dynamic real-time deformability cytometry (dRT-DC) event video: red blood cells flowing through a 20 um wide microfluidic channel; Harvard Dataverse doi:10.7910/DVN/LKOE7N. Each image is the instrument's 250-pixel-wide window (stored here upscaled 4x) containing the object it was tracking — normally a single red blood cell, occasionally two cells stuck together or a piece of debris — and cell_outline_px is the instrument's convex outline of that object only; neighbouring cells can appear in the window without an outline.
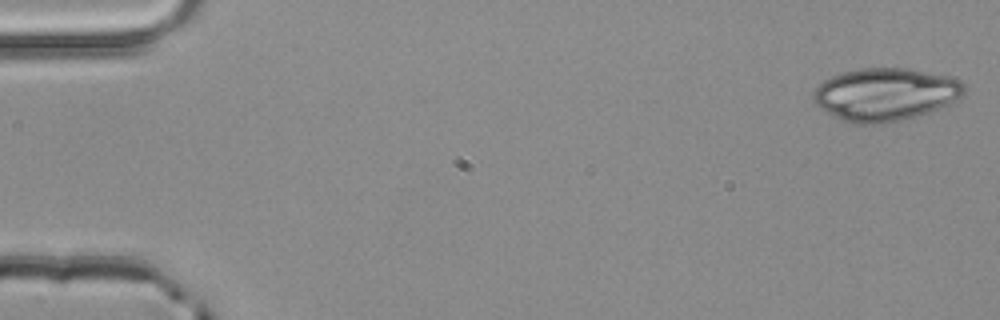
{"species": "common noctule bat (a hibernating species)", "species_latin": "Nyctalus noctula", "temperature_condition": "room temperature", "stored_images_in_passage": 4, "camera_frame_rate_fps": 3000, "um_per_image_px": 0.085, "animal": {"sex": "male", "body_mass_g": 20.4}, "frame": {"image": 1, "passage_image": 1, "time_ms": 0.0, "image_size_px": [1000, 320], "cell_outline_px": [[964, 92], [960, 100], [940, 108], [916, 116], [884, 124], [856, 124], [840, 120], [824, 112], [812, 100], [812, 92], [824, 80], [832, 76], [844, 72], [860, 68], [908, 68], [948, 76], [960, 80], [964, 84]], "centroid_in_image_um": [75.24, 8.03], "position_along_channel_um": 9.8, "area_um2": 46.76}}